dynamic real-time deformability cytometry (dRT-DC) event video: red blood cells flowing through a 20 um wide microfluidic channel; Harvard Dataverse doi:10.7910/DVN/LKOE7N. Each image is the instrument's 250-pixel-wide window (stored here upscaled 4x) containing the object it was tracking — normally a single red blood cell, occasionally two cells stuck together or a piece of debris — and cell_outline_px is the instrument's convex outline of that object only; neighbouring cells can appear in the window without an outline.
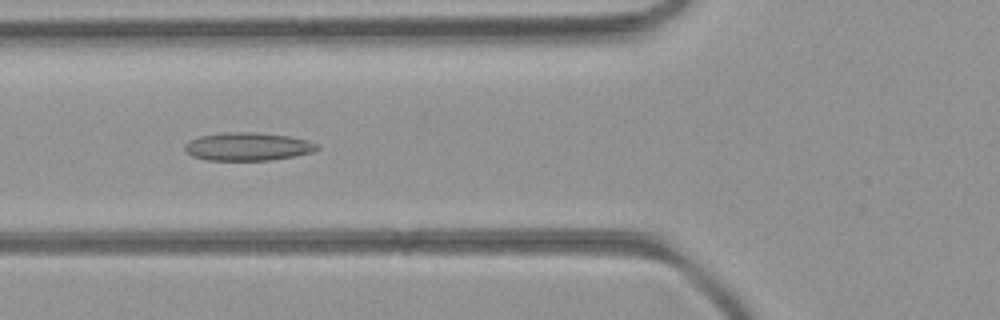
{"species": "common noctule bat (a hibernating species)", "species_latin": "Nyctalus noctula", "temperature_condition": "room temperature", "stored_images_in_passage": 50, "camera_frame_rate_fps": 3000, "um_per_image_px": 0.085, "animal": {"sex": "female", "body_mass_g": 21.9}, "frame": {"image": 1, "passage_image": 18, "time_ms": 5.667, "image_size_px": [1000, 320], "cell_outline_px": [[320, 148], [312, 152], [296, 156], [272, 160], [208, 160], [192, 156], [184, 152], [184, 144], [188, 140], [200, 136], [224, 132], [256, 132], [288, 136], [308, 140], [316, 144]], "centroid_in_image_um": [21.03, 12.46], "position_along_channel_um": 104.8, "area_um2": 21.85}}
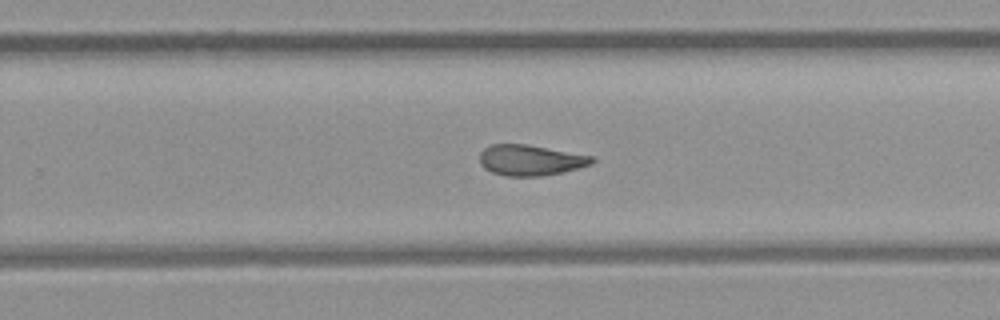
{"frame": {"image": 2, "passage_image": 31, "time_ms": 10.0, "image_size_px": [1000, 320], "cell_outline_px": [[596, 160], [592, 164], [580, 168], [564, 172], [540, 176], [504, 176], [492, 172], [484, 168], [480, 164], [480, 152], [484, 148], [492, 144], [524, 144], [592, 156]], "centroid_in_image_um": [45.08, 13.62], "position_along_channel_um": 284.7, "area_um2": 20.06}}
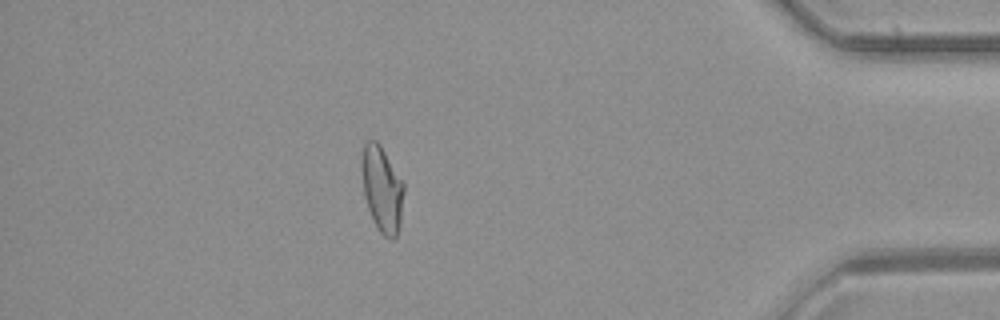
{"frame": {"image": 3, "passage_image": 43, "time_ms": 14.0, "image_size_px": [1000, 320], "cell_outline_px": [[404, 192], [400, 224], [396, 236], [392, 240], [384, 236], [380, 232], [368, 208], [364, 192], [360, 164], [364, 144], [368, 140], [376, 140], [380, 144], [404, 180]], "centroid_in_image_um": [32.49, 16.02], "position_along_channel_um": 402.7, "area_um2": 21.21}, "authors_computed_cell_mechanics": {"area_um2": 20.9525, "velocity_mm_per_s": 4.146, "shape_relaxation_time_tau1_ms": null, "shape_relaxation_time_tau2_ms": 3.8491, "deformation_change_tau1": null, "deformation_change_tau2": 0.1152}}